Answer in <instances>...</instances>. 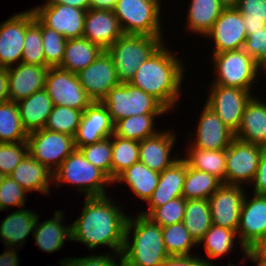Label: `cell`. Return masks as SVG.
Returning a JSON list of instances; mask_svg holds the SVG:
<instances>
[{
  "instance_id": "ac0fdd59",
  "label": "cell",
  "mask_w": 266,
  "mask_h": 266,
  "mask_svg": "<svg viewBox=\"0 0 266 266\" xmlns=\"http://www.w3.org/2000/svg\"><path fill=\"white\" fill-rule=\"evenodd\" d=\"M206 36L214 38L213 54L243 49L247 34L241 13L236 8H224Z\"/></svg>"
},
{
  "instance_id": "d590c367",
  "label": "cell",
  "mask_w": 266,
  "mask_h": 266,
  "mask_svg": "<svg viewBox=\"0 0 266 266\" xmlns=\"http://www.w3.org/2000/svg\"><path fill=\"white\" fill-rule=\"evenodd\" d=\"M28 133L23 128L17 102L0 104V143L27 141Z\"/></svg>"
},
{
  "instance_id": "ab89813d",
  "label": "cell",
  "mask_w": 266,
  "mask_h": 266,
  "mask_svg": "<svg viewBox=\"0 0 266 266\" xmlns=\"http://www.w3.org/2000/svg\"><path fill=\"white\" fill-rule=\"evenodd\" d=\"M82 114L83 110L54 105L44 128L74 137L80 125Z\"/></svg>"
},
{
  "instance_id": "8fae6325",
  "label": "cell",
  "mask_w": 266,
  "mask_h": 266,
  "mask_svg": "<svg viewBox=\"0 0 266 266\" xmlns=\"http://www.w3.org/2000/svg\"><path fill=\"white\" fill-rule=\"evenodd\" d=\"M264 147L234 138L226 149L225 184L252 182Z\"/></svg>"
},
{
  "instance_id": "cb8c5ba5",
  "label": "cell",
  "mask_w": 266,
  "mask_h": 266,
  "mask_svg": "<svg viewBox=\"0 0 266 266\" xmlns=\"http://www.w3.org/2000/svg\"><path fill=\"white\" fill-rule=\"evenodd\" d=\"M175 134L158 132L139 142V161L151 170L162 172L178 158L170 159L171 148L175 142Z\"/></svg>"
},
{
  "instance_id": "5b68a950",
  "label": "cell",
  "mask_w": 266,
  "mask_h": 266,
  "mask_svg": "<svg viewBox=\"0 0 266 266\" xmlns=\"http://www.w3.org/2000/svg\"><path fill=\"white\" fill-rule=\"evenodd\" d=\"M101 103L107 108L114 124L133 115L163 114L167 111L156 98L130 83L113 87Z\"/></svg>"
},
{
  "instance_id": "f907efd6",
  "label": "cell",
  "mask_w": 266,
  "mask_h": 266,
  "mask_svg": "<svg viewBox=\"0 0 266 266\" xmlns=\"http://www.w3.org/2000/svg\"><path fill=\"white\" fill-rule=\"evenodd\" d=\"M111 257V258H110ZM61 266H123L122 255L119 263L111 255L86 256L82 258H66L60 261Z\"/></svg>"
},
{
  "instance_id": "f546056e",
  "label": "cell",
  "mask_w": 266,
  "mask_h": 266,
  "mask_svg": "<svg viewBox=\"0 0 266 266\" xmlns=\"http://www.w3.org/2000/svg\"><path fill=\"white\" fill-rule=\"evenodd\" d=\"M39 218L34 212L29 210H18L8 215L0 224V237L4 241V245L12 248L25 241L29 233L35 229L36 221ZM21 241V242H20Z\"/></svg>"
},
{
  "instance_id": "680465c9",
  "label": "cell",
  "mask_w": 266,
  "mask_h": 266,
  "mask_svg": "<svg viewBox=\"0 0 266 266\" xmlns=\"http://www.w3.org/2000/svg\"><path fill=\"white\" fill-rule=\"evenodd\" d=\"M251 250L261 259L266 261V236L259 240Z\"/></svg>"
},
{
  "instance_id": "7a4b0ae2",
  "label": "cell",
  "mask_w": 266,
  "mask_h": 266,
  "mask_svg": "<svg viewBox=\"0 0 266 266\" xmlns=\"http://www.w3.org/2000/svg\"><path fill=\"white\" fill-rule=\"evenodd\" d=\"M182 67L181 61L161 45L141 63L129 83L156 98L168 110L180 95Z\"/></svg>"
},
{
  "instance_id": "44dd1931",
  "label": "cell",
  "mask_w": 266,
  "mask_h": 266,
  "mask_svg": "<svg viewBox=\"0 0 266 266\" xmlns=\"http://www.w3.org/2000/svg\"><path fill=\"white\" fill-rule=\"evenodd\" d=\"M49 67L19 63L7 67L9 101L18 102L44 89Z\"/></svg>"
},
{
  "instance_id": "f5cc1de1",
  "label": "cell",
  "mask_w": 266,
  "mask_h": 266,
  "mask_svg": "<svg viewBox=\"0 0 266 266\" xmlns=\"http://www.w3.org/2000/svg\"><path fill=\"white\" fill-rule=\"evenodd\" d=\"M252 183L255 185V194L266 195V148L261 153L258 169Z\"/></svg>"
},
{
  "instance_id": "b9f144b4",
  "label": "cell",
  "mask_w": 266,
  "mask_h": 266,
  "mask_svg": "<svg viewBox=\"0 0 266 266\" xmlns=\"http://www.w3.org/2000/svg\"><path fill=\"white\" fill-rule=\"evenodd\" d=\"M162 236L168 255H190V249L198 245L183 222L162 227Z\"/></svg>"
},
{
  "instance_id": "ffe728a7",
  "label": "cell",
  "mask_w": 266,
  "mask_h": 266,
  "mask_svg": "<svg viewBox=\"0 0 266 266\" xmlns=\"http://www.w3.org/2000/svg\"><path fill=\"white\" fill-rule=\"evenodd\" d=\"M114 133L107 108L101 102H93L82 114L80 125L74 136L75 148L96 143Z\"/></svg>"
},
{
  "instance_id": "4dcf8cb0",
  "label": "cell",
  "mask_w": 266,
  "mask_h": 266,
  "mask_svg": "<svg viewBox=\"0 0 266 266\" xmlns=\"http://www.w3.org/2000/svg\"><path fill=\"white\" fill-rule=\"evenodd\" d=\"M158 180L159 172L151 170L138 161L123 171L114 182L128 184L134 194L142 200L148 201L158 185Z\"/></svg>"
},
{
  "instance_id": "7402d4cb",
  "label": "cell",
  "mask_w": 266,
  "mask_h": 266,
  "mask_svg": "<svg viewBox=\"0 0 266 266\" xmlns=\"http://www.w3.org/2000/svg\"><path fill=\"white\" fill-rule=\"evenodd\" d=\"M196 131V139L192 147L199 149L224 150L235 138V133L207 105L203 108Z\"/></svg>"
},
{
  "instance_id": "2e32d148",
  "label": "cell",
  "mask_w": 266,
  "mask_h": 266,
  "mask_svg": "<svg viewBox=\"0 0 266 266\" xmlns=\"http://www.w3.org/2000/svg\"><path fill=\"white\" fill-rule=\"evenodd\" d=\"M244 197L241 185L223 183L208 199L212 224L237 231Z\"/></svg>"
},
{
  "instance_id": "5bb4252c",
  "label": "cell",
  "mask_w": 266,
  "mask_h": 266,
  "mask_svg": "<svg viewBox=\"0 0 266 266\" xmlns=\"http://www.w3.org/2000/svg\"><path fill=\"white\" fill-rule=\"evenodd\" d=\"M77 77L93 102H101L113 87L120 84L112 58L106 50L93 63L79 71Z\"/></svg>"
},
{
  "instance_id": "277c9868",
  "label": "cell",
  "mask_w": 266,
  "mask_h": 266,
  "mask_svg": "<svg viewBox=\"0 0 266 266\" xmlns=\"http://www.w3.org/2000/svg\"><path fill=\"white\" fill-rule=\"evenodd\" d=\"M162 37L123 34L106 49L117 71L120 83H129L135 72L162 45Z\"/></svg>"
},
{
  "instance_id": "30bf717a",
  "label": "cell",
  "mask_w": 266,
  "mask_h": 266,
  "mask_svg": "<svg viewBox=\"0 0 266 266\" xmlns=\"http://www.w3.org/2000/svg\"><path fill=\"white\" fill-rule=\"evenodd\" d=\"M44 89L54 105L85 110L93 101L79 82L77 74L60 67H50Z\"/></svg>"
},
{
  "instance_id": "3957f363",
  "label": "cell",
  "mask_w": 266,
  "mask_h": 266,
  "mask_svg": "<svg viewBox=\"0 0 266 266\" xmlns=\"http://www.w3.org/2000/svg\"><path fill=\"white\" fill-rule=\"evenodd\" d=\"M138 216V217H137ZM127 218L122 250L123 266H161L169 256L163 241L162 228L144 215ZM133 232V242L129 234Z\"/></svg>"
},
{
  "instance_id": "7bdbcfd3",
  "label": "cell",
  "mask_w": 266,
  "mask_h": 266,
  "mask_svg": "<svg viewBox=\"0 0 266 266\" xmlns=\"http://www.w3.org/2000/svg\"><path fill=\"white\" fill-rule=\"evenodd\" d=\"M84 157L111 180L112 140L104 138L96 143L80 146Z\"/></svg>"
},
{
  "instance_id": "7dc6e473",
  "label": "cell",
  "mask_w": 266,
  "mask_h": 266,
  "mask_svg": "<svg viewBox=\"0 0 266 266\" xmlns=\"http://www.w3.org/2000/svg\"><path fill=\"white\" fill-rule=\"evenodd\" d=\"M29 154L27 141L0 143V172L9 176L15 167Z\"/></svg>"
},
{
  "instance_id": "6f0895ef",
  "label": "cell",
  "mask_w": 266,
  "mask_h": 266,
  "mask_svg": "<svg viewBox=\"0 0 266 266\" xmlns=\"http://www.w3.org/2000/svg\"><path fill=\"white\" fill-rule=\"evenodd\" d=\"M116 0H91V8L113 10Z\"/></svg>"
},
{
  "instance_id": "9c48e42d",
  "label": "cell",
  "mask_w": 266,
  "mask_h": 266,
  "mask_svg": "<svg viewBox=\"0 0 266 266\" xmlns=\"http://www.w3.org/2000/svg\"><path fill=\"white\" fill-rule=\"evenodd\" d=\"M27 143L29 154L52 173L75 150L74 137L45 128L28 133Z\"/></svg>"
},
{
  "instance_id": "484cf974",
  "label": "cell",
  "mask_w": 266,
  "mask_h": 266,
  "mask_svg": "<svg viewBox=\"0 0 266 266\" xmlns=\"http://www.w3.org/2000/svg\"><path fill=\"white\" fill-rule=\"evenodd\" d=\"M23 128L27 133L43 129L53 109V101L45 89L17 102Z\"/></svg>"
},
{
  "instance_id": "9a60e30c",
  "label": "cell",
  "mask_w": 266,
  "mask_h": 266,
  "mask_svg": "<svg viewBox=\"0 0 266 266\" xmlns=\"http://www.w3.org/2000/svg\"><path fill=\"white\" fill-rule=\"evenodd\" d=\"M34 21V11L21 12L0 25V67L7 68L19 64L24 47L26 28Z\"/></svg>"
},
{
  "instance_id": "d6986e66",
  "label": "cell",
  "mask_w": 266,
  "mask_h": 266,
  "mask_svg": "<svg viewBox=\"0 0 266 266\" xmlns=\"http://www.w3.org/2000/svg\"><path fill=\"white\" fill-rule=\"evenodd\" d=\"M123 34L113 10L89 8L86 11L83 37L90 42L106 50Z\"/></svg>"
},
{
  "instance_id": "6da1fadb",
  "label": "cell",
  "mask_w": 266,
  "mask_h": 266,
  "mask_svg": "<svg viewBox=\"0 0 266 266\" xmlns=\"http://www.w3.org/2000/svg\"><path fill=\"white\" fill-rule=\"evenodd\" d=\"M127 218L106 195L85 196L82 214L71 225L70 241L85 243L90 250L107 245L119 257L124 247Z\"/></svg>"
},
{
  "instance_id": "bcb514c9",
  "label": "cell",
  "mask_w": 266,
  "mask_h": 266,
  "mask_svg": "<svg viewBox=\"0 0 266 266\" xmlns=\"http://www.w3.org/2000/svg\"><path fill=\"white\" fill-rule=\"evenodd\" d=\"M186 199L177 197L154 208L146 217L158 224L161 228L175 223L183 222Z\"/></svg>"
},
{
  "instance_id": "60d3db41",
  "label": "cell",
  "mask_w": 266,
  "mask_h": 266,
  "mask_svg": "<svg viewBox=\"0 0 266 266\" xmlns=\"http://www.w3.org/2000/svg\"><path fill=\"white\" fill-rule=\"evenodd\" d=\"M41 34V21L35 16L34 21L26 28L21 63L45 66Z\"/></svg>"
},
{
  "instance_id": "ba28073f",
  "label": "cell",
  "mask_w": 266,
  "mask_h": 266,
  "mask_svg": "<svg viewBox=\"0 0 266 266\" xmlns=\"http://www.w3.org/2000/svg\"><path fill=\"white\" fill-rule=\"evenodd\" d=\"M217 73L216 81L226 87H236L249 90L252 87L257 72L261 69L260 65L244 50L224 51L213 54Z\"/></svg>"
},
{
  "instance_id": "816d5d0a",
  "label": "cell",
  "mask_w": 266,
  "mask_h": 266,
  "mask_svg": "<svg viewBox=\"0 0 266 266\" xmlns=\"http://www.w3.org/2000/svg\"><path fill=\"white\" fill-rule=\"evenodd\" d=\"M193 255H169L162 266H212L211 262L200 260Z\"/></svg>"
},
{
  "instance_id": "4316f807",
  "label": "cell",
  "mask_w": 266,
  "mask_h": 266,
  "mask_svg": "<svg viewBox=\"0 0 266 266\" xmlns=\"http://www.w3.org/2000/svg\"><path fill=\"white\" fill-rule=\"evenodd\" d=\"M26 192H49V180H53L52 172L38 160L28 154L9 175Z\"/></svg>"
},
{
  "instance_id": "c3c4849f",
  "label": "cell",
  "mask_w": 266,
  "mask_h": 266,
  "mask_svg": "<svg viewBox=\"0 0 266 266\" xmlns=\"http://www.w3.org/2000/svg\"><path fill=\"white\" fill-rule=\"evenodd\" d=\"M27 192L10 176H6L0 184V209L9 206H24L25 194Z\"/></svg>"
},
{
  "instance_id": "8992f818",
  "label": "cell",
  "mask_w": 266,
  "mask_h": 266,
  "mask_svg": "<svg viewBox=\"0 0 266 266\" xmlns=\"http://www.w3.org/2000/svg\"><path fill=\"white\" fill-rule=\"evenodd\" d=\"M53 181L73 183L86 197L106 195L105 184L113 183L100 169L93 166L77 148L52 173Z\"/></svg>"
},
{
  "instance_id": "f6af8a7d",
  "label": "cell",
  "mask_w": 266,
  "mask_h": 266,
  "mask_svg": "<svg viewBox=\"0 0 266 266\" xmlns=\"http://www.w3.org/2000/svg\"><path fill=\"white\" fill-rule=\"evenodd\" d=\"M236 9L243 17L247 35L266 26V0H239Z\"/></svg>"
},
{
  "instance_id": "52a82bcc",
  "label": "cell",
  "mask_w": 266,
  "mask_h": 266,
  "mask_svg": "<svg viewBox=\"0 0 266 266\" xmlns=\"http://www.w3.org/2000/svg\"><path fill=\"white\" fill-rule=\"evenodd\" d=\"M160 0H116L113 9L124 34L162 37Z\"/></svg>"
},
{
  "instance_id": "836d02e7",
  "label": "cell",
  "mask_w": 266,
  "mask_h": 266,
  "mask_svg": "<svg viewBox=\"0 0 266 266\" xmlns=\"http://www.w3.org/2000/svg\"><path fill=\"white\" fill-rule=\"evenodd\" d=\"M184 227L198 244L212 225L208 199L186 200Z\"/></svg>"
},
{
  "instance_id": "94428289",
  "label": "cell",
  "mask_w": 266,
  "mask_h": 266,
  "mask_svg": "<svg viewBox=\"0 0 266 266\" xmlns=\"http://www.w3.org/2000/svg\"><path fill=\"white\" fill-rule=\"evenodd\" d=\"M224 8H236L239 0H219Z\"/></svg>"
},
{
  "instance_id": "681fc988",
  "label": "cell",
  "mask_w": 266,
  "mask_h": 266,
  "mask_svg": "<svg viewBox=\"0 0 266 266\" xmlns=\"http://www.w3.org/2000/svg\"><path fill=\"white\" fill-rule=\"evenodd\" d=\"M259 65L266 61V26L250 31L243 48Z\"/></svg>"
},
{
  "instance_id": "9f6ffc18",
  "label": "cell",
  "mask_w": 266,
  "mask_h": 266,
  "mask_svg": "<svg viewBox=\"0 0 266 266\" xmlns=\"http://www.w3.org/2000/svg\"><path fill=\"white\" fill-rule=\"evenodd\" d=\"M46 3H61L87 11L91 8V0H46Z\"/></svg>"
},
{
  "instance_id": "603a6c76",
  "label": "cell",
  "mask_w": 266,
  "mask_h": 266,
  "mask_svg": "<svg viewBox=\"0 0 266 266\" xmlns=\"http://www.w3.org/2000/svg\"><path fill=\"white\" fill-rule=\"evenodd\" d=\"M186 177V162L178 159L171 166L159 173V180L156 189L148 199L149 209L141 212L147 216L154 208L164 205L166 202L177 197H182L183 185Z\"/></svg>"
},
{
  "instance_id": "4fadbf2b",
  "label": "cell",
  "mask_w": 266,
  "mask_h": 266,
  "mask_svg": "<svg viewBox=\"0 0 266 266\" xmlns=\"http://www.w3.org/2000/svg\"><path fill=\"white\" fill-rule=\"evenodd\" d=\"M35 16L48 28L67 40L83 37L86 11L61 3H45L33 9Z\"/></svg>"
},
{
  "instance_id": "74e56055",
  "label": "cell",
  "mask_w": 266,
  "mask_h": 266,
  "mask_svg": "<svg viewBox=\"0 0 266 266\" xmlns=\"http://www.w3.org/2000/svg\"><path fill=\"white\" fill-rule=\"evenodd\" d=\"M156 115L161 114L133 115L118 120L114 124V134L138 142L147 139L158 133L155 129L153 130Z\"/></svg>"
},
{
  "instance_id": "d4e9b609",
  "label": "cell",
  "mask_w": 266,
  "mask_h": 266,
  "mask_svg": "<svg viewBox=\"0 0 266 266\" xmlns=\"http://www.w3.org/2000/svg\"><path fill=\"white\" fill-rule=\"evenodd\" d=\"M235 138L266 148V104L254 96L246 104Z\"/></svg>"
},
{
  "instance_id": "6125c7cd",
  "label": "cell",
  "mask_w": 266,
  "mask_h": 266,
  "mask_svg": "<svg viewBox=\"0 0 266 266\" xmlns=\"http://www.w3.org/2000/svg\"><path fill=\"white\" fill-rule=\"evenodd\" d=\"M5 177L6 176L2 172H0V184L3 182Z\"/></svg>"
},
{
  "instance_id": "be15d7a7",
  "label": "cell",
  "mask_w": 266,
  "mask_h": 266,
  "mask_svg": "<svg viewBox=\"0 0 266 266\" xmlns=\"http://www.w3.org/2000/svg\"><path fill=\"white\" fill-rule=\"evenodd\" d=\"M260 67H262V68L264 67L263 70L265 69L264 71H266V61L263 62V63L260 65ZM265 73H266V72H265Z\"/></svg>"
},
{
  "instance_id": "11a10c76",
  "label": "cell",
  "mask_w": 266,
  "mask_h": 266,
  "mask_svg": "<svg viewBox=\"0 0 266 266\" xmlns=\"http://www.w3.org/2000/svg\"><path fill=\"white\" fill-rule=\"evenodd\" d=\"M7 250L0 255V266H19L15 249L8 247Z\"/></svg>"
},
{
  "instance_id": "d6a6232c",
  "label": "cell",
  "mask_w": 266,
  "mask_h": 266,
  "mask_svg": "<svg viewBox=\"0 0 266 266\" xmlns=\"http://www.w3.org/2000/svg\"><path fill=\"white\" fill-rule=\"evenodd\" d=\"M223 9L219 0H192L187 18L188 29L206 36Z\"/></svg>"
},
{
  "instance_id": "f35d334b",
  "label": "cell",
  "mask_w": 266,
  "mask_h": 266,
  "mask_svg": "<svg viewBox=\"0 0 266 266\" xmlns=\"http://www.w3.org/2000/svg\"><path fill=\"white\" fill-rule=\"evenodd\" d=\"M235 236L237 231L212 224L198 244L204 242L208 257L215 260L230 252Z\"/></svg>"
},
{
  "instance_id": "ee69618b",
  "label": "cell",
  "mask_w": 266,
  "mask_h": 266,
  "mask_svg": "<svg viewBox=\"0 0 266 266\" xmlns=\"http://www.w3.org/2000/svg\"><path fill=\"white\" fill-rule=\"evenodd\" d=\"M41 34L46 67H59L64 57L67 39L41 22Z\"/></svg>"
},
{
  "instance_id": "db71d44e",
  "label": "cell",
  "mask_w": 266,
  "mask_h": 266,
  "mask_svg": "<svg viewBox=\"0 0 266 266\" xmlns=\"http://www.w3.org/2000/svg\"><path fill=\"white\" fill-rule=\"evenodd\" d=\"M9 101L7 68L0 67V104Z\"/></svg>"
},
{
  "instance_id": "91938a15",
  "label": "cell",
  "mask_w": 266,
  "mask_h": 266,
  "mask_svg": "<svg viewBox=\"0 0 266 266\" xmlns=\"http://www.w3.org/2000/svg\"><path fill=\"white\" fill-rule=\"evenodd\" d=\"M244 253L247 258H250L255 263L257 262V266H266V261L258 257L251 249H246Z\"/></svg>"
},
{
  "instance_id": "f1b7e54d",
  "label": "cell",
  "mask_w": 266,
  "mask_h": 266,
  "mask_svg": "<svg viewBox=\"0 0 266 266\" xmlns=\"http://www.w3.org/2000/svg\"><path fill=\"white\" fill-rule=\"evenodd\" d=\"M103 49L84 37L68 39L60 68L77 74L93 63Z\"/></svg>"
},
{
  "instance_id": "8d00e7d4",
  "label": "cell",
  "mask_w": 266,
  "mask_h": 266,
  "mask_svg": "<svg viewBox=\"0 0 266 266\" xmlns=\"http://www.w3.org/2000/svg\"><path fill=\"white\" fill-rule=\"evenodd\" d=\"M112 140L111 181L114 180L131 165L139 161V142L115 135Z\"/></svg>"
},
{
  "instance_id": "83f0119b",
  "label": "cell",
  "mask_w": 266,
  "mask_h": 266,
  "mask_svg": "<svg viewBox=\"0 0 266 266\" xmlns=\"http://www.w3.org/2000/svg\"><path fill=\"white\" fill-rule=\"evenodd\" d=\"M55 217L38 224L36 221L35 229L32 232L36 244L41 250L47 253H53L60 250L64 245V240L72 238L71 226H63L62 219L64 216L61 211L55 212Z\"/></svg>"
},
{
  "instance_id": "1f68e13d",
  "label": "cell",
  "mask_w": 266,
  "mask_h": 266,
  "mask_svg": "<svg viewBox=\"0 0 266 266\" xmlns=\"http://www.w3.org/2000/svg\"><path fill=\"white\" fill-rule=\"evenodd\" d=\"M187 153L184 160L189 167L212 174L225 183L226 149L206 150L191 147Z\"/></svg>"
},
{
  "instance_id": "e575fe53",
  "label": "cell",
  "mask_w": 266,
  "mask_h": 266,
  "mask_svg": "<svg viewBox=\"0 0 266 266\" xmlns=\"http://www.w3.org/2000/svg\"><path fill=\"white\" fill-rule=\"evenodd\" d=\"M222 184L223 182L216 176L193 169L186 163L182 197L186 200L209 199Z\"/></svg>"
},
{
  "instance_id": "e0dca14e",
  "label": "cell",
  "mask_w": 266,
  "mask_h": 266,
  "mask_svg": "<svg viewBox=\"0 0 266 266\" xmlns=\"http://www.w3.org/2000/svg\"><path fill=\"white\" fill-rule=\"evenodd\" d=\"M237 235L243 252L266 236V195L254 193L250 201L244 197Z\"/></svg>"
},
{
  "instance_id": "7c38bea8",
  "label": "cell",
  "mask_w": 266,
  "mask_h": 266,
  "mask_svg": "<svg viewBox=\"0 0 266 266\" xmlns=\"http://www.w3.org/2000/svg\"><path fill=\"white\" fill-rule=\"evenodd\" d=\"M212 85L206 105L230 130L236 133L240 127L245 106L253 96L250 95L249 90L218 84Z\"/></svg>"
}]
</instances>
